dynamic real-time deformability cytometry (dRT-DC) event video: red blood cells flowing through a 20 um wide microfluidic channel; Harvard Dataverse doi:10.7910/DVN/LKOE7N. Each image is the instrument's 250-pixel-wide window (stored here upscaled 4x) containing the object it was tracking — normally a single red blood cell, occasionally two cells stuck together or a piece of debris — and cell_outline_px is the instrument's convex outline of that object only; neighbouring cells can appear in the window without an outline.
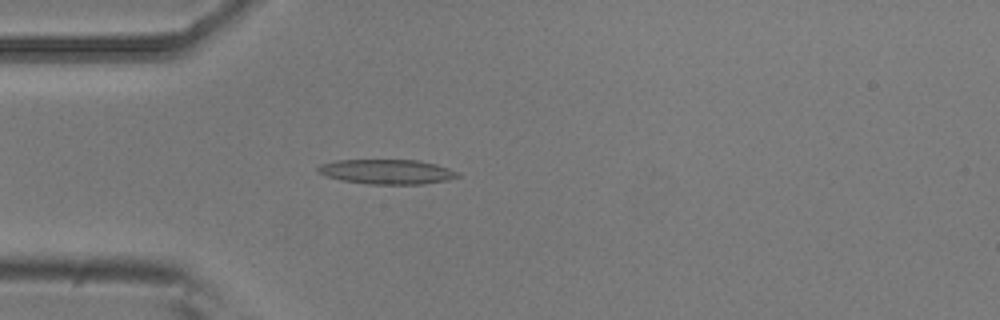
{"species": "common noctule bat (a hibernating species)", "species_latin": "Nyctalus noctula", "temperature_condition": "room temperature", "stored_images_in_passage": 4, "camera_frame_rate_fps": 3000, "um_per_image_px": 0.085, "animal": {"sex": "male", "body_mass_g": 20.5, "forearm_length_mm": 52.5}, "frame": {"image": 1, "passage_image": 4, "time_ms": 1.0, "image_size_px": [1000, 320], "cell_outline_px": [[460, 176], [444, 180], [424, 184], [368, 184], [344, 180], [324, 176], [316, 172], [316, 168], [320, 164], [336, 160], [420, 160], [436, 164], [460, 172]], "centroid_in_image_um": [32.86, 14.59], "position_along_channel_um": 52.1, "area_um2": 20.17}}